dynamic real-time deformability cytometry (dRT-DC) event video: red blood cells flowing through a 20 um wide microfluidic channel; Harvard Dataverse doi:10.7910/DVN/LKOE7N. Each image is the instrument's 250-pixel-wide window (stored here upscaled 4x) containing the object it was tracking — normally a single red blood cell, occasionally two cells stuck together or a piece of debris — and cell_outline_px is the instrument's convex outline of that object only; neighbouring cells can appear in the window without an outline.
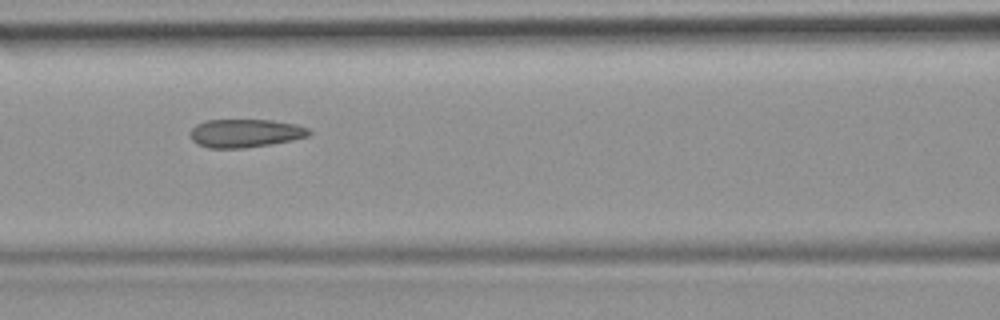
{"species": "common noctule bat (a hibernating species)", "species_latin": "Nyctalus noctula", "temperature_condition": "room temperature", "stored_images_in_passage": 48, "camera_frame_rate_fps": 3000, "um_per_image_px": 0.085, "animal": {"sex": "female", "body_mass_g": 19.9}, "frame": {"image": 1, "passage_image": 21, "time_ms": 6.667, "image_size_px": [1000, 320], "cell_outline_px": [[312, 132], [308, 136], [292, 140], [244, 148], [208, 148], [196, 144], [192, 140], [192, 128], [196, 124], [204, 120], [272, 120], [296, 124], [308, 128]], "centroid_in_image_um": [20.84, 11.32], "position_along_channel_um": 145.8, "area_um2": 19.54}}